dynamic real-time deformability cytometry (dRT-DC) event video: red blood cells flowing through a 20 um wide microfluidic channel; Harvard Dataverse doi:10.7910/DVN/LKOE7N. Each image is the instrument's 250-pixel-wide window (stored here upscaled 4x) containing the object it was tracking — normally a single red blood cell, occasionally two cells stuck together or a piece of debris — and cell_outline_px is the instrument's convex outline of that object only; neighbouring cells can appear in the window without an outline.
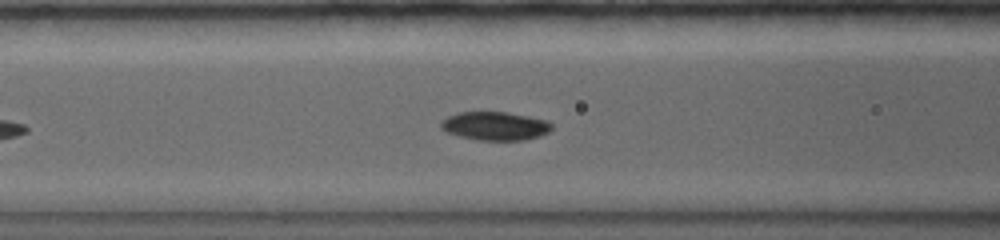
{"species": "common noctule bat (a hibernating species)", "species_latin": "Nyctalus noctula", "temperature_condition": "warm", "stored_images_in_passage": 35, "camera_frame_rate_fps": 5000, "um_per_image_px": 0.085, "animal": {"sex": "female", "body_mass_g": 19.0, "forearm_length_mm": 56.7}, "frame": {"image": 1, "passage_image": 7, "time_ms": 1.8, "image_size_px": [1000, 240], "cell_outline_px": [[552, 128], [548, 132], [540, 136], [524, 140], [480, 140], [460, 136], [448, 132], [440, 128], [440, 124], [448, 116], [456, 112], [508, 112], [548, 120], [552, 124]], "centroid_in_image_um": [42.11, 10.7], "position_along_channel_um": 124.5, "area_um2": 18.38}}
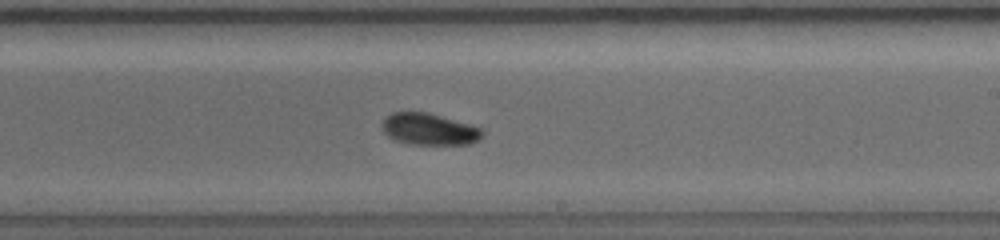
{"frame": {"image": 2, "passage_image": 19, "time_ms": 5.0, "image_size_px": [1000, 240], "cell_outline_px": [[484, 136], [480, 140], [472, 144], [412, 144], [396, 140], [388, 136], [384, 132], [380, 124], [384, 116], [392, 112], [428, 112], [472, 124], [480, 128], [484, 132]], "centroid_in_image_um": [36.5, 10.97], "position_along_channel_um": 252.5, "area_um2": 18.84}}
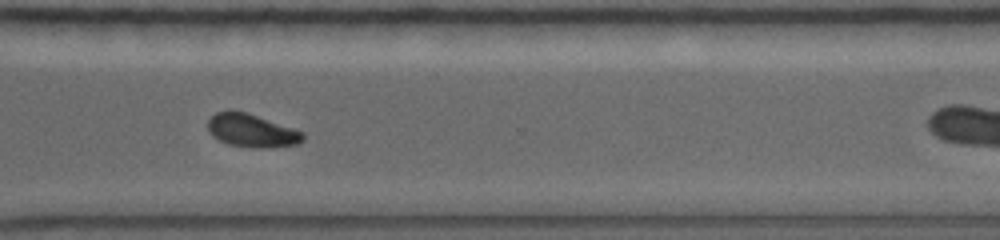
{"frame": {"image": 3, "passage_image": 28, "time_ms": 7.4, "image_size_px": [1000, 240], "cell_outline_px": [[304, 140], [296, 144], [256, 148], [252, 148], [228, 144], [212, 136], [208, 132], [208, 120], [216, 112], [232, 108], [248, 112], [304, 132]], "centroid_in_image_um": [21.35, 11.06], "position_along_channel_um": 349.3, "area_um2": 18.55}}